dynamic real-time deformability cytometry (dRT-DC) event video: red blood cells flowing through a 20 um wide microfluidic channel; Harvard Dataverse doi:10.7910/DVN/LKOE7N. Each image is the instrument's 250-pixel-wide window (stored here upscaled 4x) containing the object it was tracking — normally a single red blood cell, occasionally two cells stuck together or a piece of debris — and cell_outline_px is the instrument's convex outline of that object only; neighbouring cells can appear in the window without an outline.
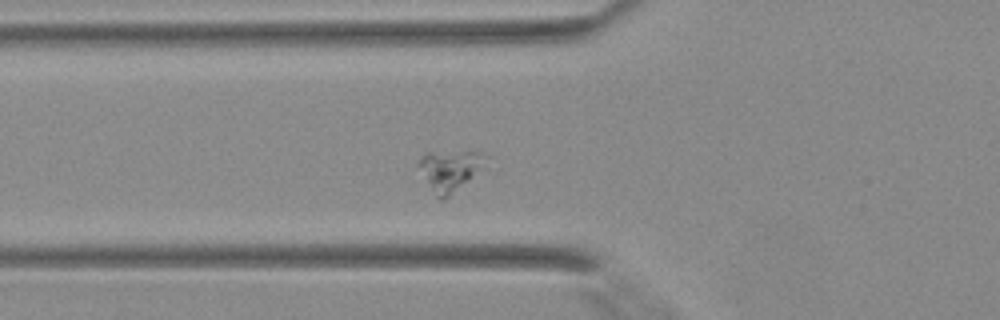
{"species": "Egyptian fruit bat (a non-hibernating species)", "species_latin": "Rousettus aegyptiacus", "temperature_condition": "warm", "stored_images_in_passage": 30, "segment_of_instrument_passage": [1, 2], "camera_frame_rate_fps": 3000, "um_per_image_px": 0.085, "animal": {"sex": "female"}, "frame": {"image": 1, "passage_image": 2, "time_ms": 0.333, "image_size_px": [1000, 320], "cell_outline_px": [[492, 156], [448, 196], [440, 200], [436, 196], [420, 164], [420, 160], [424, 152], [480, 152]], "centroid_in_image_um": [38.28, 14.4], "position_along_channel_um": 87.5, "area_um2": 14.57}}
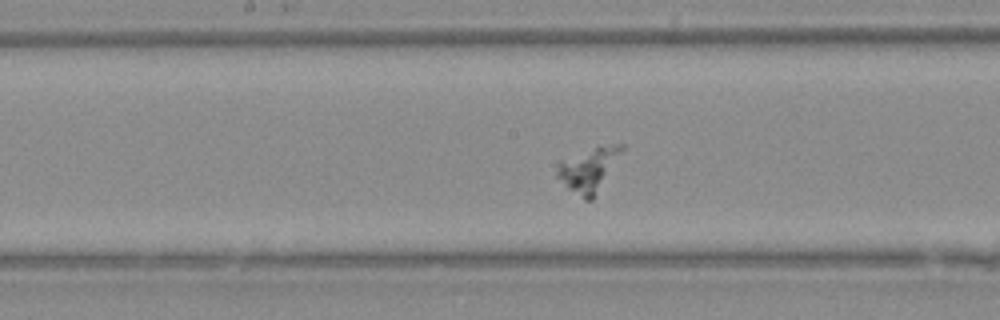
{"frame": {"image": 2, "passage_image": 9, "time_ms": 2.667, "image_size_px": [1000, 320], "cell_outline_px": [[624, 148], [592, 200], [584, 200], [568, 188], [556, 176], [556, 172], [560, 160], [596, 148], [612, 144], [624, 144]], "centroid_in_image_um": [50.01, 14.43], "position_along_channel_um": 198.2, "area_um2": 15.78}}
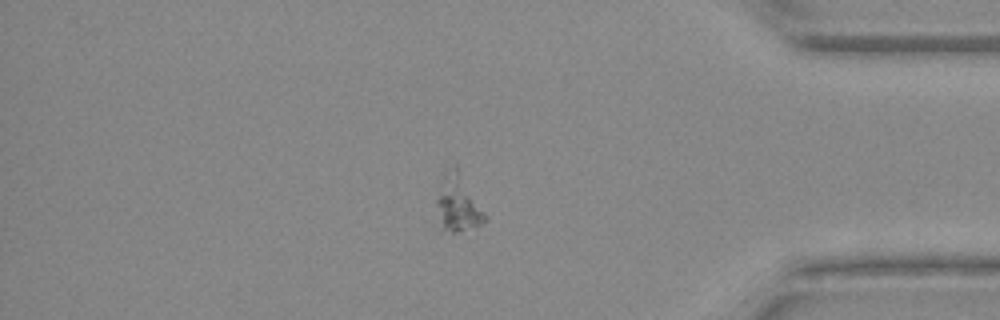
{"frame": {"image": 3, "passage_image": 23, "time_ms": 7.333, "image_size_px": [1000, 320], "cell_outline_px": [[484, 220], [480, 224], [456, 232], [452, 232], [444, 228], [436, 200], [456, 164], [484, 212]], "centroid_in_image_um": [38.99, 17.36], "position_along_channel_um": 396.2, "area_um2": 13.99}}